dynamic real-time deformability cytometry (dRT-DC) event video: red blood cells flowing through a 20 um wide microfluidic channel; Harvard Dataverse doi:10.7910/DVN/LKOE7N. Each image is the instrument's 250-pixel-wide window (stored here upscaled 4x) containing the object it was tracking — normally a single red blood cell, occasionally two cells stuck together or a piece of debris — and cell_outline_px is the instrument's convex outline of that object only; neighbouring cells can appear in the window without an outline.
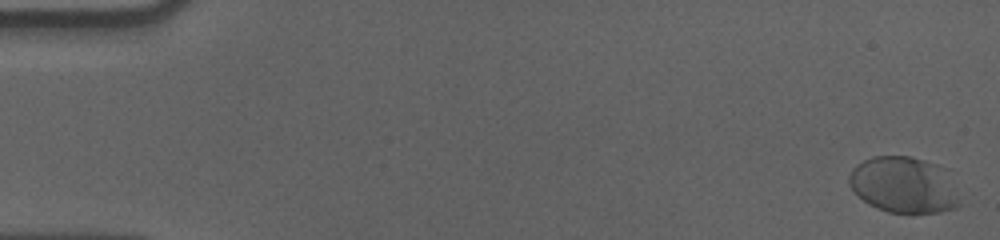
{"species": "human", "species_latin": "Homo sapiens", "temperature_condition": "cold", "stored_images_in_passage": 58, "camera_frame_rate_fps": 3000, "um_per_image_px": 0.085, "donor": {"sex": "male"}, "frame": {"image": 1, "passage_image": 1, "time_ms": 0.0, "image_size_px": [1000, 240], "cell_outline_px": [[960, 204], [956, 208], [940, 212], [888, 212], [876, 208], [868, 204], [848, 184], [848, 176], [852, 168], [856, 164], [872, 156], [912, 156], [936, 164]], "centroid_in_image_um": [76.68, 15.71], "position_along_channel_um": 8.3, "area_um2": 35.03}}
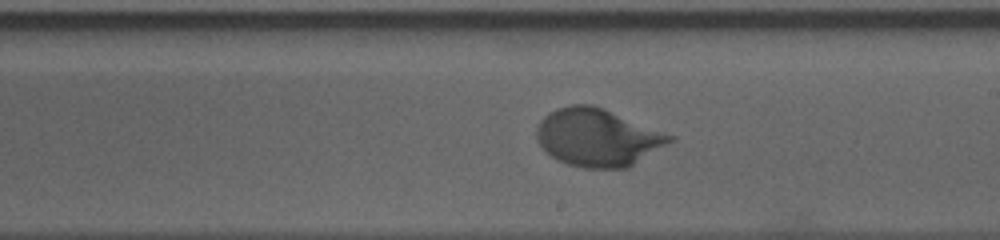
{"frame": {"image": 2, "passage_image": 34, "time_ms": 11.0, "image_size_px": [1000, 240], "cell_outline_px": [[676, 140], [628, 168], [584, 168], [568, 164], [544, 152], [536, 136], [536, 128], [540, 120], [548, 112], [556, 108], [572, 104], [592, 104], [604, 108], [676, 136]], "centroid_in_image_um": [50.82, 11.68], "position_along_channel_um": 238.2, "area_um2": 45.14}}
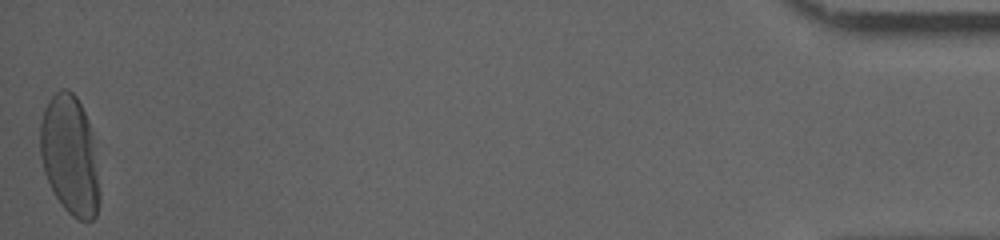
{"frame": {"image": 3, "passage_image": 58, "time_ms": 19.0, "image_size_px": [1000, 240], "cell_outline_px": [[100, 200], [96, 216], [92, 220], [80, 220], [72, 216], [64, 208], [56, 196], [44, 172], [40, 156], [40, 124], [44, 108], [48, 100], [60, 88], [68, 88], [76, 96], [88, 120], [92, 132], [100, 192]], "centroid_in_image_um": [5.94, 13.19], "position_along_channel_um": 429.3, "area_um2": 41.33}, "authors_computed_cell_mechanics": {"area_um2": 40.4889, "velocity_mm_per_s": 3.529, "shape_relaxation_time_tau1_ms": 3.1913, "shape_relaxation_time_tau2_ms": null, "deformation_change_tau1": 0.1639, "deformation_change_tau2": null}}